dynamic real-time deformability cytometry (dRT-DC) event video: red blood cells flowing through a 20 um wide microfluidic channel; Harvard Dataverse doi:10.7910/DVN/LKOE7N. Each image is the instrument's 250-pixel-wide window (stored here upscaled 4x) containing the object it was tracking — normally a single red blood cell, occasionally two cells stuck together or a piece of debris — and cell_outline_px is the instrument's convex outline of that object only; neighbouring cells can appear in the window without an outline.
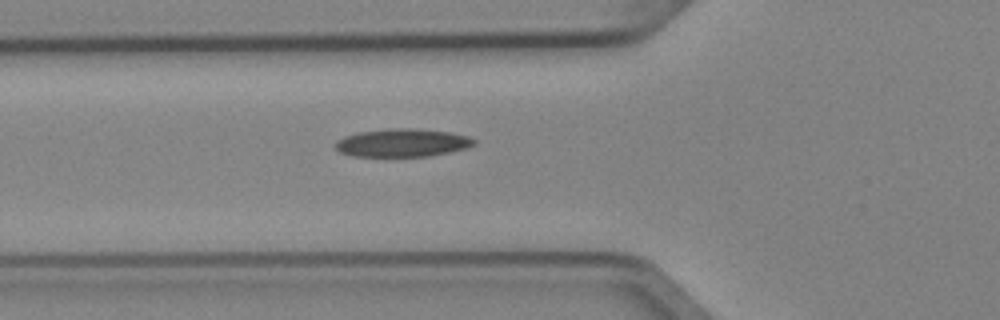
{"species": "Egyptian fruit bat (a non-hibernating species)", "species_latin": "Rousettus aegyptiacus", "temperature_condition": "cold", "stored_images_in_passage": 3, "camera_frame_rate_fps": 3000, "um_per_image_px": 0.085, "animal": {"sex": "female"}, "frame": {"image": 1, "passage_image": 3, "time_ms": 0.667, "image_size_px": [1000, 320], "cell_outline_px": [[476, 144], [464, 148], [448, 152], [428, 156], [352, 156], [340, 152], [336, 148], [336, 140], [344, 136], [356, 132], [388, 128], [412, 128], [452, 132], [468, 136], [476, 140]], "centroid_in_image_um": [34.18, 12.12], "position_along_channel_um": 91.6, "area_um2": 22.72}}